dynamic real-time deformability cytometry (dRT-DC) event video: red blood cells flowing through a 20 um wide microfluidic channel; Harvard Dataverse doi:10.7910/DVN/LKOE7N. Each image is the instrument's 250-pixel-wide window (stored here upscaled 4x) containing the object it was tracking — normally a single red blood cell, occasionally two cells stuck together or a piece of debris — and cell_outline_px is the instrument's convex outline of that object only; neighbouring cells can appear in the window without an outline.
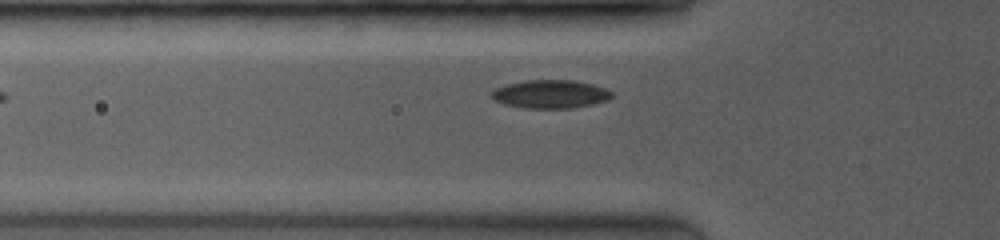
{"species": "common noctule bat (a hibernating species)", "species_latin": "Nyctalus noctula", "temperature_condition": "room temperature", "stored_images_in_passage": 4, "camera_frame_rate_fps": 3500, "um_per_image_px": 0.085, "animal": {"sex": "female", "body_mass_g": 19.0, "forearm_length_mm": 53.3}, "frame": {"image": 1, "passage_image": 4, "time_ms": 2.286, "image_size_px": [1000, 240], "cell_outline_px": [[612, 96], [608, 100], [592, 104], [572, 108], [524, 108], [504, 104], [488, 96], [496, 88], [508, 84], [524, 80], [572, 80], [592, 84], [604, 88], [612, 92]], "centroid_in_image_um": [46.77, 8.0], "position_along_channel_um": 79.0, "area_um2": 19.77}}